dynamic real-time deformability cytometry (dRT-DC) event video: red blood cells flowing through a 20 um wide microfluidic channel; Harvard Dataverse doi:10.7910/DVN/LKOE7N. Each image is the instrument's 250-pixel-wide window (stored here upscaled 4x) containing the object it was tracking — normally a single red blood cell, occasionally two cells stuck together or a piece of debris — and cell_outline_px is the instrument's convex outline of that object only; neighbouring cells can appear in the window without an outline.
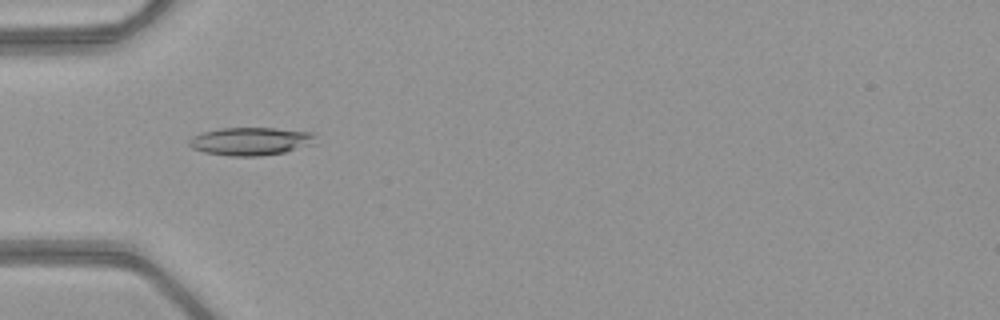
{"species": "common noctule bat (a hibernating species)", "species_latin": "Nyctalus noctula", "temperature_condition": "warm", "stored_images_in_passage": 35, "camera_frame_rate_fps": 3000, "um_per_image_px": 0.085, "animal": {"sex": "female", "body_mass_g": 21.9}, "frame": {"image": 1, "passage_image": 1, "time_ms": 0.0, "image_size_px": [1000, 320], "cell_outline_px": [[316, 144], [284, 152], [260, 156], [228, 156], [204, 152], [192, 148], [188, 144], [188, 140], [192, 136], [200, 132], [220, 128], [276, 128], [316, 132]], "centroid_in_image_um": [21.34, 12.0], "position_along_channel_um": 63.7, "area_um2": 21.04}}
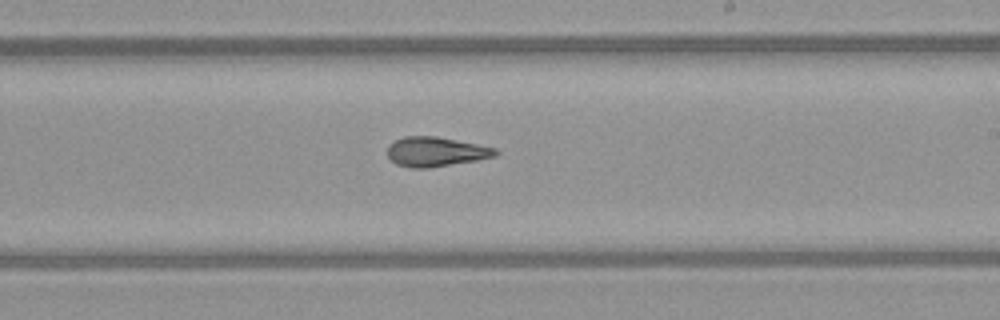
{"frame": {"image": 2, "passage_image": 15, "time_ms": 4.667, "image_size_px": [1000, 320], "cell_outline_px": [[500, 152], [496, 156], [476, 160], [428, 168], [408, 168], [396, 164], [388, 156], [388, 144], [404, 136], [436, 136], [496, 148]], "centroid_in_image_um": [37.03, 12.9], "position_along_channel_um": 252.0, "area_um2": 18.55}}
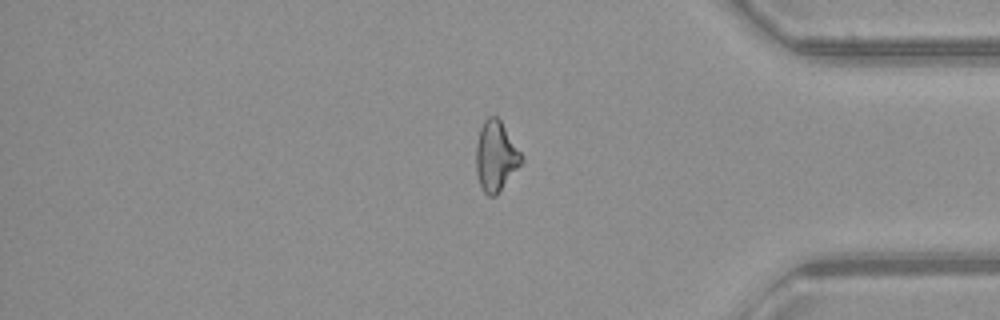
{"frame": {"image": 3, "passage_image": 27, "time_ms": 8.667, "image_size_px": [1000, 320], "cell_outline_px": [[524, 160], [496, 196], [488, 196], [484, 192], [480, 184], [476, 172], [476, 144], [480, 128], [484, 120], [488, 116], [496, 116], [500, 120], [524, 156]], "centroid_in_image_um": [42.15, 13.27], "position_along_channel_um": 393.1, "area_um2": 18.55}, "authors_computed_cell_mechanics": {"area_um2": 18.785, "velocity_mm_per_s": 4.0645, "shape_relaxation_time_tau1_ms": null, "shape_relaxation_time_tau2_ms": 3.9481, "deformation_change_tau1": null, "deformation_change_tau2": 0.1148}}